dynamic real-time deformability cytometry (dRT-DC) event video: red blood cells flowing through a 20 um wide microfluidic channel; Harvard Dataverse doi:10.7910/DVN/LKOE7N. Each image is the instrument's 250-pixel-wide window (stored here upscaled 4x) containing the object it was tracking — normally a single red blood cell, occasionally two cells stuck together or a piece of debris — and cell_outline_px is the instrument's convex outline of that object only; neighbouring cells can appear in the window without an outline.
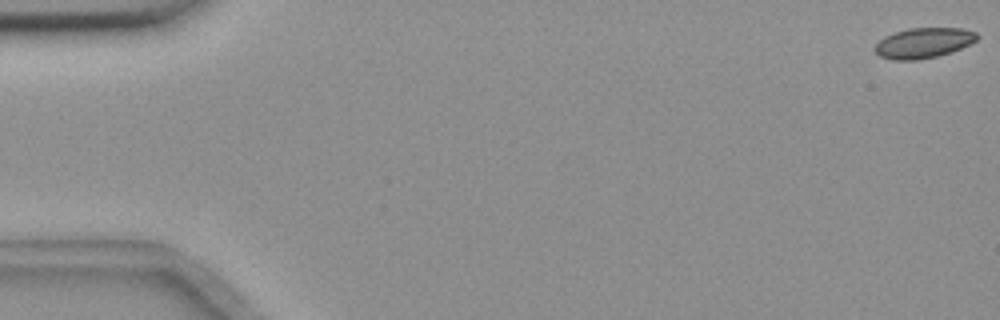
{"species": "common noctule bat (a hibernating species)", "species_latin": "Nyctalus noctula", "temperature_condition": "room temperature", "stored_images_in_passage": 57, "camera_frame_rate_fps": 3000, "um_per_image_px": 0.085, "animal": {"sex": "female", "body_mass_g": 18.4}, "frame": {"image": 1, "passage_image": 1, "time_ms": 0.0, "image_size_px": [1000, 320], "cell_outline_px": [[980, 36], [976, 40], [952, 52], [936, 56], [916, 60], [892, 60], [880, 56], [872, 48], [884, 36], [908, 28], [964, 28], [976, 32]], "centroid_in_image_um": [78.49, 3.64], "position_along_channel_um": 6.5, "area_um2": 18.03}}
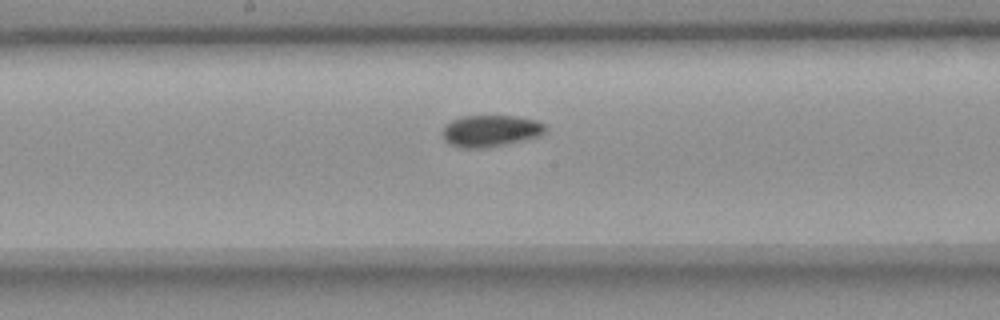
{"frame": {"image": 2, "passage_image": 30, "time_ms": 9.667, "image_size_px": [1000, 320], "cell_outline_px": [[548, 128], [544, 132], [536, 136], [504, 144], [484, 148], [464, 148], [448, 144], [444, 140], [440, 132], [444, 124], [460, 116], [516, 116], [536, 120], [544, 124]], "centroid_in_image_um": [41.61, 11.11], "position_along_channel_um": 206.6, "area_um2": 19.02}}
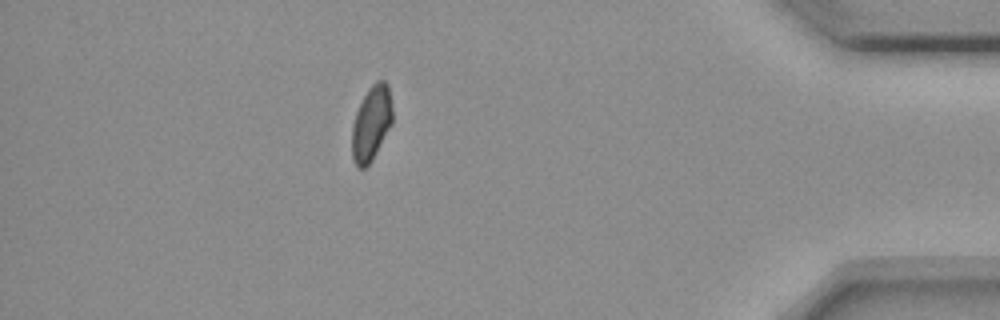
{"frame": {"image": 3, "passage_image": 50, "time_ms": 16.333, "image_size_px": [1000, 320], "cell_outline_px": [[392, 124], [372, 160], [364, 168], [356, 168], [352, 160], [352, 124], [356, 112], [368, 88], [376, 80], [384, 80], [388, 84], [392, 108]], "centroid_in_image_um": [31.56, 10.49], "position_along_channel_um": 403.6, "area_um2": 17.74}, "authors_computed_cell_mechanics": {"area_um2": 18.3804, "velocity_mm_per_s": 3.6278, "shape_relaxation_time_tau1_ms": null, "shape_relaxation_time_tau2_ms": 3.198, "deformation_change_tau1": null, "deformation_change_tau2": 0.0543}}